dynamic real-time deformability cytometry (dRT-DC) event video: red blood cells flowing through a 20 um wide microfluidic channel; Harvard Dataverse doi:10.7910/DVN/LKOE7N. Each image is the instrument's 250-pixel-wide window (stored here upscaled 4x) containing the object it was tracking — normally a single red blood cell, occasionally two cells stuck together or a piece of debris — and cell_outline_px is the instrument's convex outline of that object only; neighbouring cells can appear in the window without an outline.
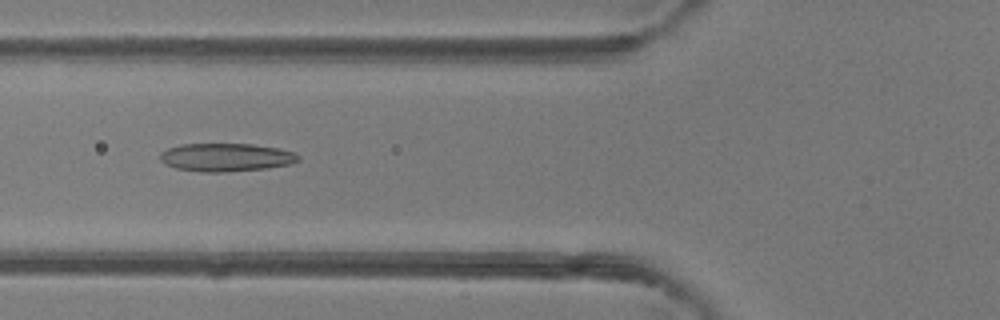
{"species": "common noctule bat (a hibernating species)", "species_latin": "Nyctalus noctula", "temperature_condition": "room temperature", "stored_images_in_passage": 49, "camera_frame_rate_fps": 3000, "um_per_image_px": 0.085, "animal": {"sex": "female"}, "frame": {"image": 1, "passage_image": 19, "time_ms": 6.0, "image_size_px": [1000, 320], "cell_outline_px": [[300, 160], [288, 164], [268, 168], [224, 172], [200, 172], [176, 168], [164, 164], [160, 160], [160, 152], [168, 148], [180, 144], [252, 144], [280, 148], [296, 152], [300, 156]], "centroid_in_image_um": [19.22, 13.37], "position_along_channel_um": 106.6, "area_um2": 22.89}}
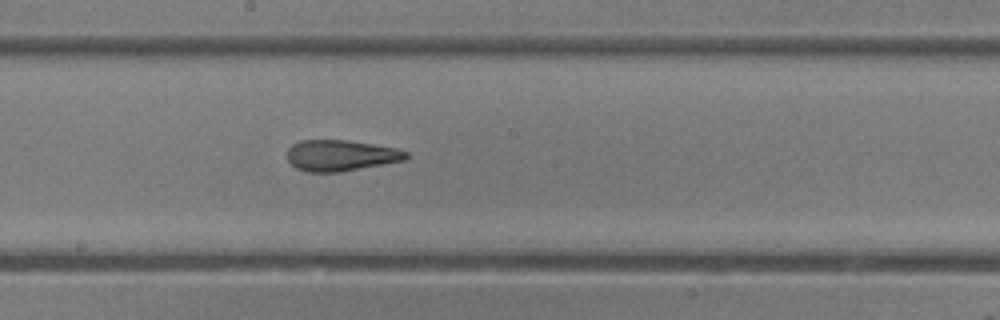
{"frame": {"image": 2, "passage_image": 27, "time_ms": 8.667, "image_size_px": [1000, 320], "cell_outline_px": [[408, 156], [404, 160], [384, 164], [340, 172], [308, 172], [296, 168], [288, 160], [288, 148], [292, 144], [300, 140], [348, 140], [400, 148], [408, 152]], "centroid_in_image_um": [28.98, 13.2], "position_along_channel_um": 219.2, "area_um2": 21.62}}
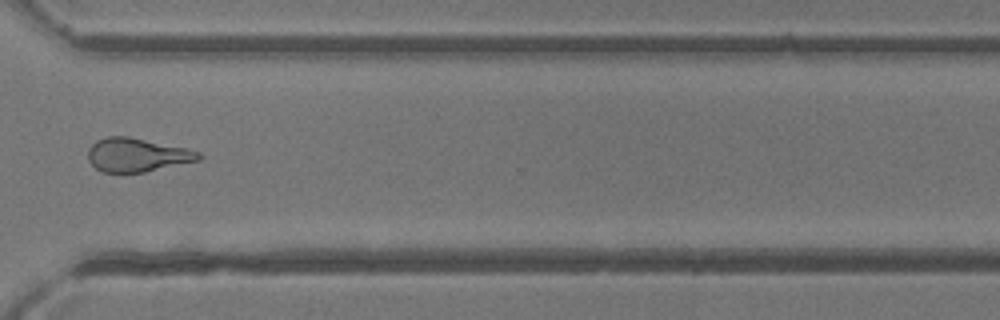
{"frame": {"image": 3, "passage_image": 37, "time_ms": 12.0, "image_size_px": [1000, 320], "cell_outline_px": [[204, 156], [200, 160], [144, 172], [104, 172], [96, 168], [88, 160], [88, 148], [96, 140], [108, 136], [128, 136], [188, 148], [200, 152]], "centroid_in_image_um": [11.67, 13.16], "position_along_channel_um": 358.9, "area_um2": 21.79}, "authors_computed_cell_mechanics": {"area_um2": 22.7732, "velocity_mm_per_s": 4.2096, "shape_relaxation_time_tau1_ms": 8.3783, "shape_relaxation_time_tau2_ms": 2.1602, "deformation_change_tau1": 0.2252, "deformation_change_tau2": 0.1197}}